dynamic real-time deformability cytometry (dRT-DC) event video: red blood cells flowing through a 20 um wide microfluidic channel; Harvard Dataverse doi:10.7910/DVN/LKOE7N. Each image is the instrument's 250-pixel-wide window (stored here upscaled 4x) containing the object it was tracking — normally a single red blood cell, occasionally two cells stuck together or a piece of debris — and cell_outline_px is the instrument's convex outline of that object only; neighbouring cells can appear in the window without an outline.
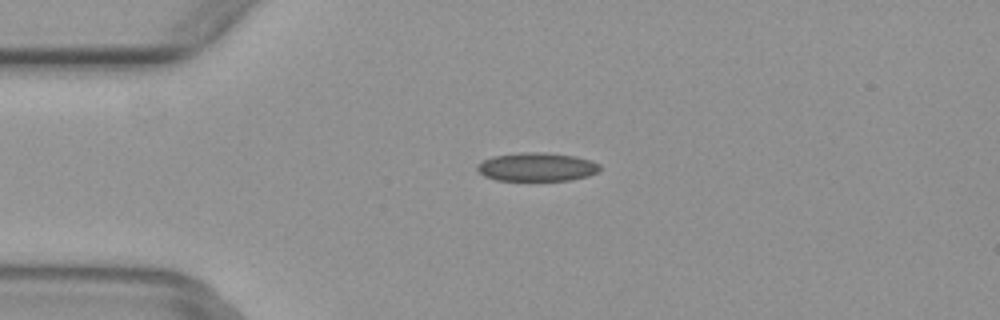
{"species": "common noctule bat (a hibernating species)", "species_latin": "Nyctalus noctula", "temperature_condition": "warm", "stored_images_in_passage": 4, "camera_frame_rate_fps": 3000, "um_per_image_px": 0.085, "animal": {"sex": "female", "body_mass_g": 29.2, "forearm_length_mm": 56.3}, "frame": {"image": 1, "passage_image": 3, "time_ms": 0.667, "image_size_px": [1000, 320], "cell_outline_px": [[600, 172], [588, 176], [568, 180], [496, 180], [484, 176], [476, 168], [476, 164], [492, 156], [520, 152], [544, 152], [576, 156], [592, 160], [600, 164]], "centroid_in_image_um": [45.65, 14.18], "position_along_channel_um": 39.3, "area_um2": 20.58}}